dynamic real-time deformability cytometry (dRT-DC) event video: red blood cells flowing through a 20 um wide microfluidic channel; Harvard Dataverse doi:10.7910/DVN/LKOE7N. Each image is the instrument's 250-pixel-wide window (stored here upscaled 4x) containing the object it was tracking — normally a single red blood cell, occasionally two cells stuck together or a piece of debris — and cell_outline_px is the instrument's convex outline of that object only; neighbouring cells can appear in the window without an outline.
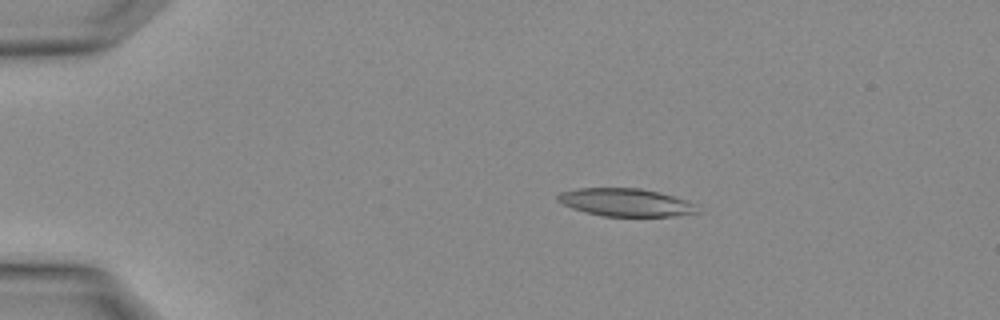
{"species": "Egyptian fruit bat (a non-hibernating species)", "species_latin": "Rousettus aegyptiacus", "temperature_condition": "warm", "stored_images_in_passage": 3, "camera_frame_rate_fps": 3000, "um_per_image_px": 0.085, "animal": {"sex": "female"}, "frame": {"image": 1, "passage_image": 1, "time_ms": 0.0, "image_size_px": [1000, 320], "cell_outline_px": [[700, 212], [672, 216], [604, 216], [584, 212], [572, 208], [556, 200], [556, 196], [560, 192], [576, 188], [640, 188], [660, 192], [684, 200], [692, 204]], "centroid_in_image_um": [53.11, 17.2], "position_along_channel_um": 31.9, "area_um2": 22.48}}
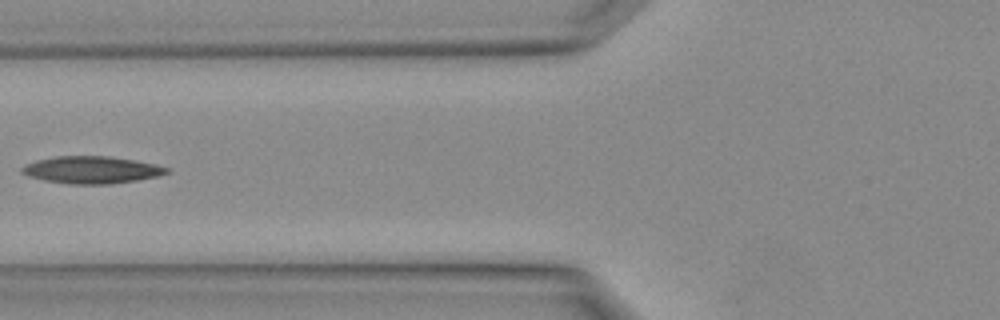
{"frame": {"image": 2, "passage_image": 3, "time_ms": 0.667, "image_size_px": [1000, 320], "cell_outline_px": [[172, 172], [160, 176], [136, 180], [108, 184], [72, 184], [44, 180], [28, 176], [20, 172], [20, 168], [24, 164], [36, 160], [56, 156], [108, 156], [156, 164], [172, 168]], "centroid_in_image_um": [7.81, 14.43], "position_along_channel_um": 118.0, "area_um2": 23.12}}